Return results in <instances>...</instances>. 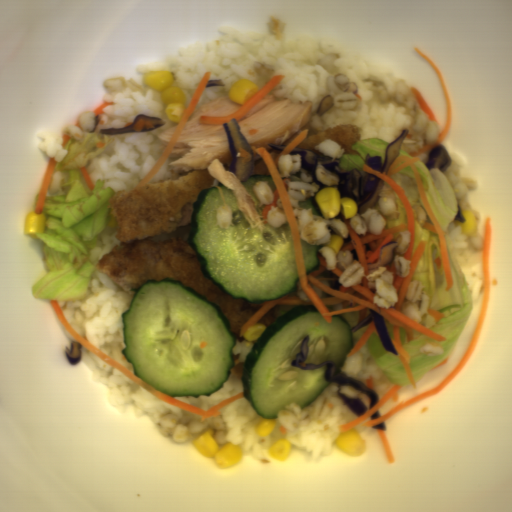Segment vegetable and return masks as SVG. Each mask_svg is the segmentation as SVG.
Returning <instances> with one entry per match:
<instances>
[{"instance_id": "1", "label": "vegetable", "mask_w": 512, "mask_h": 512, "mask_svg": "<svg viewBox=\"0 0 512 512\" xmlns=\"http://www.w3.org/2000/svg\"><path fill=\"white\" fill-rule=\"evenodd\" d=\"M112 140L101 132L87 134L82 140L71 138L64 147L67 154L55 166L69 175V180L60 186L68 189L65 194L45 198L46 229L36 235L44 242L49 272L32 286V295L37 299L80 301L86 294L96 269L90 260L91 249L99 234L117 227V219L109 208L114 190L105 187V180L99 178L92 192H88L80 180V171Z\"/></svg>"}, {"instance_id": "2", "label": "vegetable", "mask_w": 512, "mask_h": 512, "mask_svg": "<svg viewBox=\"0 0 512 512\" xmlns=\"http://www.w3.org/2000/svg\"><path fill=\"white\" fill-rule=\"evenodd\" d=\"M414 224L415 240L411 255L415 254L420 242L425 243V250L411 282L420 281L423 291L430 298L428 309H435L444 315L441 320L435 322L434 327L428 329L443 336L446 340L436 341L424 333L413 331L414 339L409 342L404 327H399L400 341L409 357L411 373L415 382H418L452 354L471 317L473 296L469 288V278L453 243L445 240L453 282V286L447 289L444 266L442 264L441 267H438L435 261L441 255L438 233L422 228L423 226L417 221H414ZM429 342L441 344L445 349L444 353L437 356L422 354L420 351L422 346Z\"/></svg>"}, {"instance_id": "4", "label": "vegetable", "mask_w": 512, "mask_h": 512, "mask_svg": "<svg viewBox=\"0 0 512 512\" xmlns=\"http://www.w3.org/2000/svg\"><path fill=\"white\" fill-rule=\"evenodd\" d=\"M365 345L390 381L399 387L411 384L400 356L384 347L378 332L371 334Z\"/></svg>"}, {"instance_id": "5", "label": "vegetable", "mask_w": 512, "mask_h": 512, "mask_svg": "<svg viewBox=\"0 0 512 512\" xmlns=\"http://www.w3.org/2000/svg\"><path fill=\"white\" fill-rule=\"evenodd\" d=\"M389 144V142L378 138L357 141L352 145V150H356L359 155L344 153L339 159V167L349 172L353 169H357L361 176L365 178L369 174L363 170L364 165L367 166V154L370 153L371 156H381L382 164L384 165L386 160L385 151Z\"/></svg>"}, {"instance_id": "3", "label": "vegetable", "mask_w": 512, "mask_h": 512, "mask_svg": "<svg viewBox=\"0 0 512 512\" xmlns=\"http://www.w3.org/2000/svg\"><path fill=\"white\" fill-rule=\"evenodd\" d=\"M414 165L430 208L444 231L459 212L456 192L439 168L429 170L428 166L419 160Z\"/></svg>"}]
</instances>
